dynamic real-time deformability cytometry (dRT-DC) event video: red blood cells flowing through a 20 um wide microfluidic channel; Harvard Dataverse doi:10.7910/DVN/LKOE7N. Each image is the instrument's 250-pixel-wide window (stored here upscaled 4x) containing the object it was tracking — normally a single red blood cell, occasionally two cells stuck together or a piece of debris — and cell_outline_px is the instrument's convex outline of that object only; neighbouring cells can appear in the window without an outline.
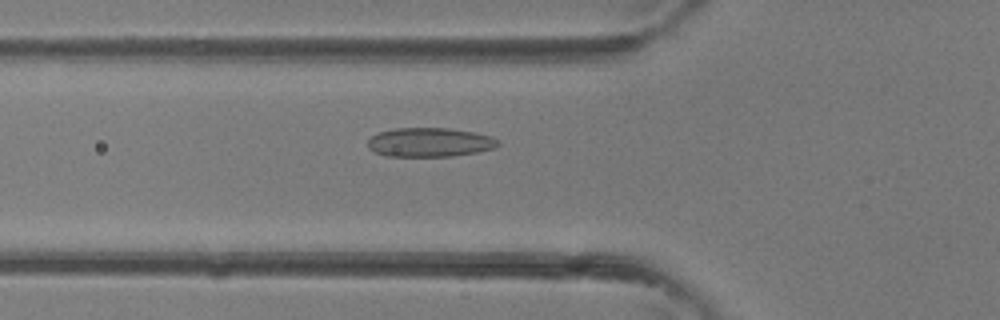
{"species": "common noctule bat (a hibernating species)", "species_latin": "Nyctalus noctula", "temperature_condition": "room temperature", "stored_images_in_passage": 32, "camera_frame_rate_fps": 3000, "um_per_image_px": 0.085, "animal": {"sex": "female"}, "frame": {"image": 1, "passage_image": 7, "time_ms": 2.0, "image_size_px": [1000, 320], "cell_outline_px": [[500, 144], [496, 148], [480, 152], [452, 156], [388, 156], [376, 152], [368, 148], [368, 140], [372, 136], [380, 132], [396, 128], [448, 128], [476, 132], [492, 136], [500, 140]], "centroid_in_image_um": [36.6, 12.09], "position_along_channel_um": 89.2, "area_um2": 22.25}}
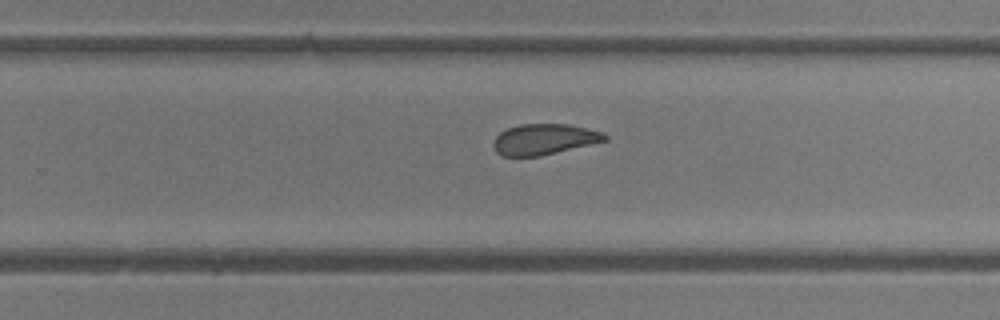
{"frame": {"image": 2, "passage_image": 18, "time_ms": 5.667, "image_size_px": [1000, 320], "cell_outline_px": [[608, 140], [592, 144], [540, 156], [504, 156], [496, 152], [492, 144], [496, 136], [500, 132], [508, 128], [520, 124], [568, 124], [600, 132], [608, 136]], "centroid_in_image_um": [46.23, 11.84], "position_along_channel_um": 283.6, "area_um2": 19.83}}
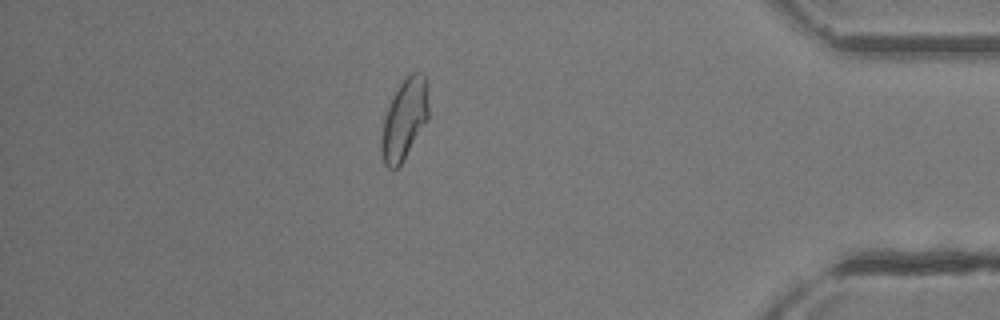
{"frame": {"image": 3, "passage_image": 27, "time_ms": 8.667, "image_size_px": [1000, 320], "cell_outline_px": [[428, 120], [400, 164], [396, 168], [388, 168], [384, 164], [380, 152], [380, 140], [384, 116], [400, 84], [408, 72], [420, 72], [424, 76], [428, 84]], "centroid_in_image_um": [34.37, 10.12], "position_along_channel_um": 400.8, "area_um2": 22.14}}